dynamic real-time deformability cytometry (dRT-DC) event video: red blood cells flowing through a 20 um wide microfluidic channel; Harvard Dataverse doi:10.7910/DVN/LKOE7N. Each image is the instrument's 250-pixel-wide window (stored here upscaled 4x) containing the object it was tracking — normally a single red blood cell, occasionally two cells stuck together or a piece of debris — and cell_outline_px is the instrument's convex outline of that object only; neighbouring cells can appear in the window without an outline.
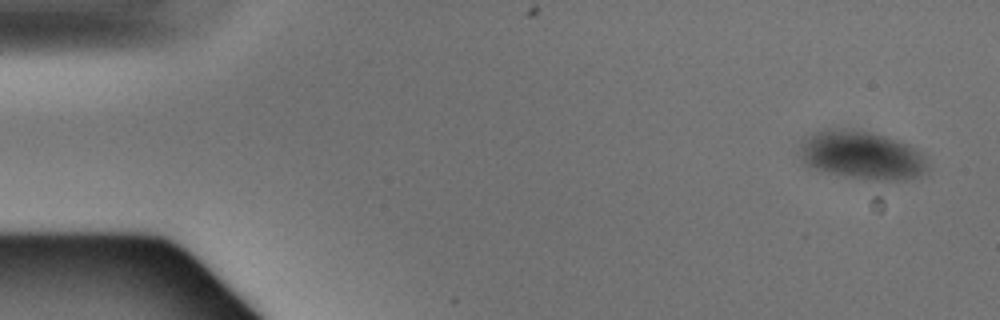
{"species": "Egyptian fruit bat (a non-hibernating species)", "species_latin": "Rousettus aegyptiacus", "temperature_condition": "warm", "stored_images_in_passage": 4, "camera_frame_rate_fps": 3000, "um_per_image_px": 0.085, "animal": {"sex": "male"}, "frame": {"image": 1, "passage_image": 1, "time_ms": 0.0, "image_size_px": [1000, 320], "cell_outline_px": [[932, 168], [928, 172], [920, 176], [904, 180], [876, 180], [848, 176], [828, 172], [816, 168], [808, 164], [804, 160], [800, 152], [800, 144], [804, 136], [824, 128], [852, 128], [884, 136], [908, 144], [916, 148], [928, 156]], "centroid_in_image_um": [73.36, 13.18], "position_along_channel_um": 11.6, "area_um2": 36.53}}
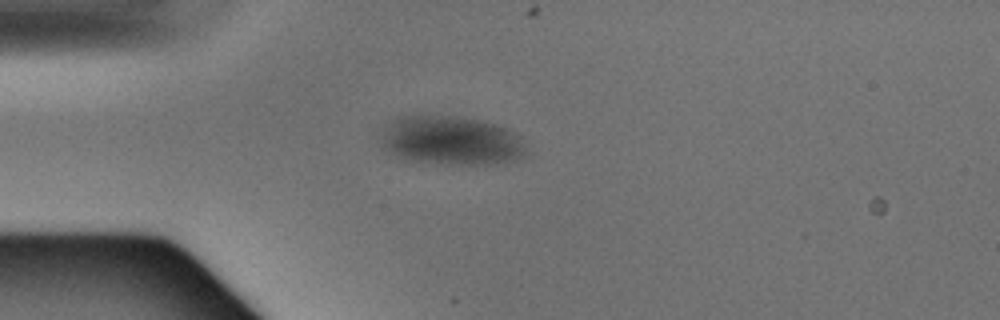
{"frame": {"image": 2, "passage_image": 4, "time_ms": 1.0, "image_size_px": [1000, 320], "cell_outline_px": [[524, 156], [512, 160], [484, 164], [448, 164], [404, 160], [396, 156], [384, 148], [380, 140], [380, 136], [384, 128], [396, 116], [456, 116], [480, 120], [508, 128], [520, 132], [524, 144]], "centroid_in_image_um": [38.33, 11.94], "position_along_channel_um": 46.7, "area_um2": 41.62}}